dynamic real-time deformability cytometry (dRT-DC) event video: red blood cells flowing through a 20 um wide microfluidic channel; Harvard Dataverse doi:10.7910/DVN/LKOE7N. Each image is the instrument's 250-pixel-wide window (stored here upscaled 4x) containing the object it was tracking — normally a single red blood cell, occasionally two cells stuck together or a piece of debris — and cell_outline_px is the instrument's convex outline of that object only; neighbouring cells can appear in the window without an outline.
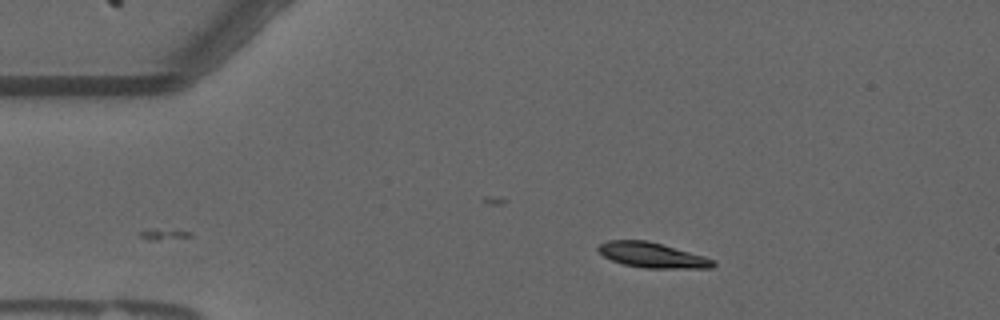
{"species": "common noctule bat (a hibernating species)", "species_latin": "Nyctalus noctula", "temperature_condition": "warm", "stored_images_in_passage": 8, "camera_frame_rate_fps": 3000, "um_per_image_px": 0.085, "animal": {"sex": "male", "forearm_length_mm": 52.5}, "frame": {"image": 1, "passage_image": 1, "time_ms": 0.0, "image_size_px": [1000, 320], "cell_outline_px": [[716, 264], [712, 268], [644, 268], [624, 264], [612, 260], [604, 256], [596, 248], [600, 244], [608, 240], [648, 240], [704, 256], [716, 260]], "centroid_in_image_um": [55.46, 21.68], "position_along_channel_um": 29.5, "area_um2": 16.82}}